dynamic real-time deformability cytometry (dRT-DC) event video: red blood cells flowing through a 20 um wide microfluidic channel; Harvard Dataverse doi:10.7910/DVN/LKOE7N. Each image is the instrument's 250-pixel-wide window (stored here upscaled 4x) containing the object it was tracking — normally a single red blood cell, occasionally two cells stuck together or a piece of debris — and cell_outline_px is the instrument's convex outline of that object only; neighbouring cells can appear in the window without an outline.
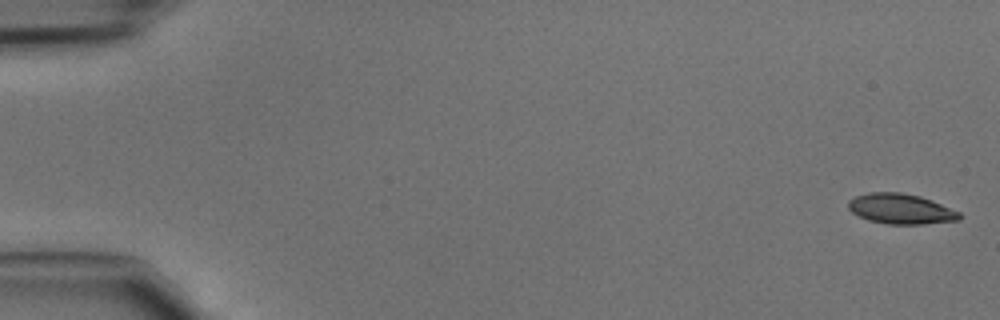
{"species": "common noctule bat (a hibernating species)", "species_latin": "Nyctalus noctula", "temperature_condition": "cold", "stored_images_in_passage": 47, "camera_frame_rate_fps": 3000, "um_per_image_px": 0.085, "animal": {"sex": "male", "body_mass_g": 15.6}, "frame": {"image": 1, "passage_image": 1, "time_ms": 0.0, "image_size_px": [1000, 320], "cell_outline_px": [[964, 216], [960, 220], [924, 224], [888, 224], [868, 220], [852, 212], [848, 208], [848, 200], [856, 196], [868, 192], [900, 192], [920, 196], [960, 212]], "centroid_in_image_um": [76.57, 17.76], "position_along_channel_um": 8.4, "area_um2": 19.59}}
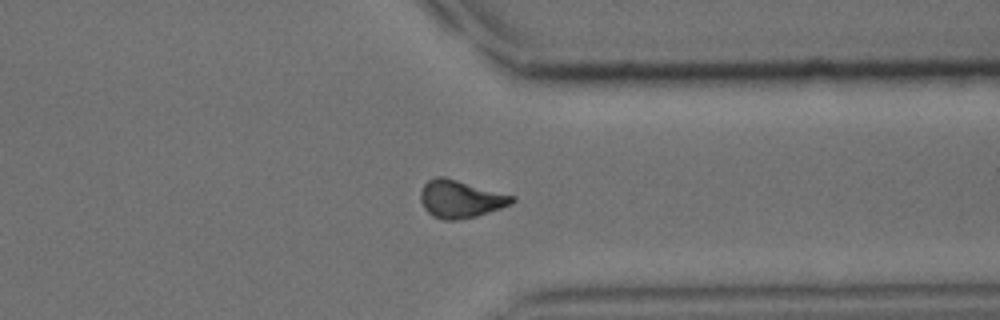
{"frame": {"image": 2, "passage_image": 36, "time_ms": 11.667, "image_size_px": [1000, 320], "cell_outline_px": [[516, 200], [512, 204], [476, 216], [456, 220], [444, 220], [432, 216], [424, 208], [420, 200], [420, 192], [424, 184], [428, 180], [436, 176], [444, 176], [516, 196]], "centroid_in_image_um": [39.14, 16.9], "position_along_channel_um": 372.3, "area_um2": 20.17}}